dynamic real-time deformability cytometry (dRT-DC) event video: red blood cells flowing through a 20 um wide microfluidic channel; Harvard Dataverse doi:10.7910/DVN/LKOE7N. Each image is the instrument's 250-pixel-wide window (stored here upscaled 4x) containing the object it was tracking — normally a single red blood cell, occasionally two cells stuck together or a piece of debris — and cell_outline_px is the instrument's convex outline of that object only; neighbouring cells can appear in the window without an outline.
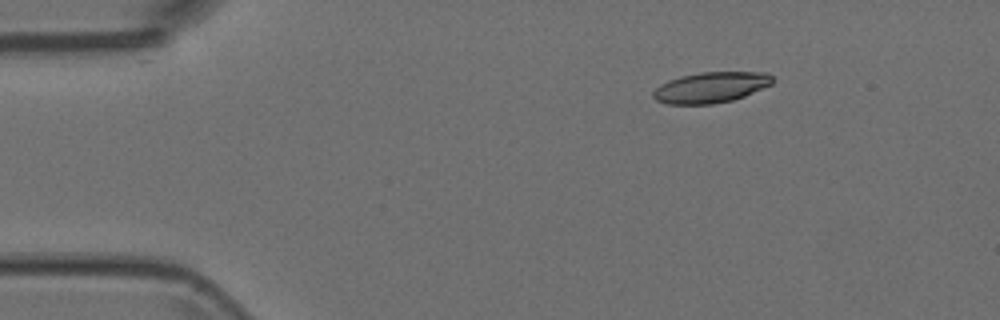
{"species": "Egyptian fruit bat (a non-hibernating species)", "species_latin": "Rousettus aegyptiacus", "temperature_condition": "room temperature", "stored_images_in_passage": 4, "segment_of_instrument_passage": [1, 2], "camera_frame_rate_fps": 3000, "um_per_image_px": 0.085, "animal": {"sex": "female"}, "frame": {"image": 1, "passage_image": 1, "time_ms": 0.0, "image_size_px": [1000, 320], "cell_outline_px": [[776, 80], [772, 84], [744, 96], [732, 100], [712, 104], [668, 104], [656, 100], [652, 96], [652, 92], [660, 84], [668, 80], [680, 76], [700, 72], [768, 72]], "centroid_in_image_um": [60.43, 7.42], "position_along_channel_um": 24.6, "area_um2": 21.5}}